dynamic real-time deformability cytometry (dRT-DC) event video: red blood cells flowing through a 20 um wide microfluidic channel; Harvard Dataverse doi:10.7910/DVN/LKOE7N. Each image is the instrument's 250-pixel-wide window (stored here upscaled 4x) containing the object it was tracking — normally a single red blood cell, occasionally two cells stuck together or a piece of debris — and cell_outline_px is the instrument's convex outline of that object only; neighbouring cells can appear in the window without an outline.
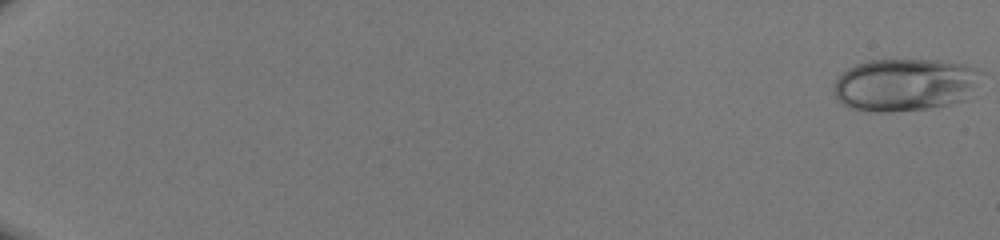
{"species": "human", "species_latin": "Homo sapiens", "temperature_condition": "room temperature", "stored_images_in_passage": 30, "camera_frame_rate_fps": 3000, "um_per_image_px": 0.085, "donor": {"sex": "male"}, "frame": {"image": 1, "passage_image": 1, "time_ms": 0.0, "image_size_px": [1000, 240], "cell_outline_px": [[980, 72], [964, 100], [948, 104], [928, 108], [888, 112], [864, 112], [848, 108], [832, 92], [836, 80], [848, 68], [856, 64], [868, 60], [936, 60], [964, 64], [976, 68]], "centroid_in_image_um": [76.81, 7.21], "position_along_channel_um": 8.2, "area_um2": 44.68}}
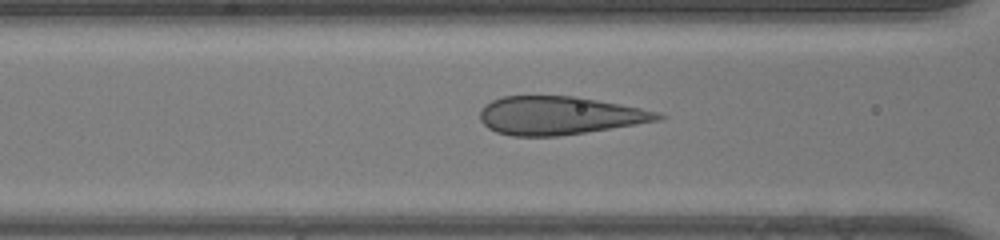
{"frame": {"image": 2, "passage_image": 25, "time_ms": 8.0, "image_size_px": [1000, 240], "cell_outline_px": [[668, 116], [660, 120], [636, 124], [560, 136], [512, 136], [496, 132], [488, 128], [480, 120], [480, 112], [484, 104], [492, 100], [504, 96], [576, 96], [620, 104], [660, 112]], "centroid_in_image_um": [47.54, 9.82], "position_along_channel_um": 119.1, "area_um2": 39.65}}
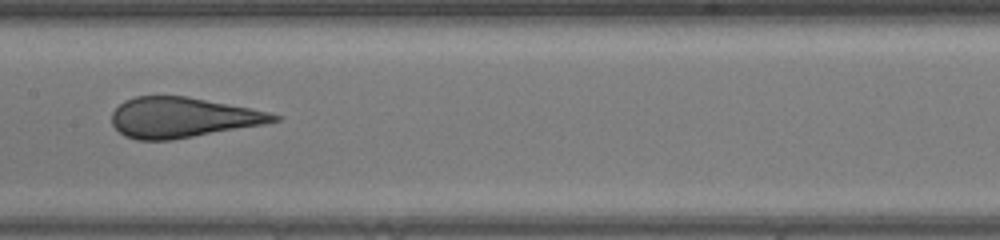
{"frame": {"image": 3, "passage_image": 30, "time_ms": 9.667, "image_size_px": [1000, 240], "cell_outline_px": [[284, 116], [280, 120], [264, 124], [172, 140], [136, 140], [124, 136], [112, 124], [112, 112], [124, 100], [136, 96], [184, 96], [248, 108], [268, 112]], "centroid_in_image_um": [15.49, 10.0], "position_along_channel_um": 191.9, "area_um2": 37.69}}